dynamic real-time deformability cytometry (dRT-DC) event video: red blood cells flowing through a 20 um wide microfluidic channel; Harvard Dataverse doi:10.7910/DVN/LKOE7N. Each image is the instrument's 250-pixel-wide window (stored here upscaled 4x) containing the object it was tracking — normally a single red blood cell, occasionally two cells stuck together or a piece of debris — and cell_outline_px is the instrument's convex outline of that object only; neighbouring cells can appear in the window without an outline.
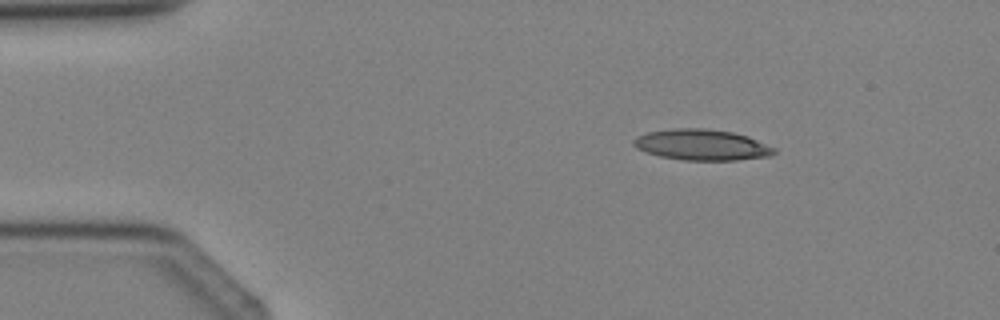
{"species": "Egyptian fruit bat (a non-hibernating species)", "species_latin": "Rousettus aegyptiacus", "temperature_condition": "cold", "stored_images_in_passage": 2, "camera_frame_rate_fps": 3000, "um_per_image_px": 0.085, "animal": {"sex": "female"}, "frame": {"image": 1, "passage_image": 1, "time_ms": 0.0, "image_size_px": [1000, 320], "cell_outline_px": [[776, 152], [772, 156], [736, 160], [684, 160], [660, 156], [644, 152], [636, 148], [632, 144], [632, 140], [636, 136], [648, 132], [672, 128], [704, 128], [732, 132], [748, 136], [776, 148]], "centroid_in_image_um": [59.64, 12.31], "position_along_channel_um": 25.4, "area_um2": 25.49}}